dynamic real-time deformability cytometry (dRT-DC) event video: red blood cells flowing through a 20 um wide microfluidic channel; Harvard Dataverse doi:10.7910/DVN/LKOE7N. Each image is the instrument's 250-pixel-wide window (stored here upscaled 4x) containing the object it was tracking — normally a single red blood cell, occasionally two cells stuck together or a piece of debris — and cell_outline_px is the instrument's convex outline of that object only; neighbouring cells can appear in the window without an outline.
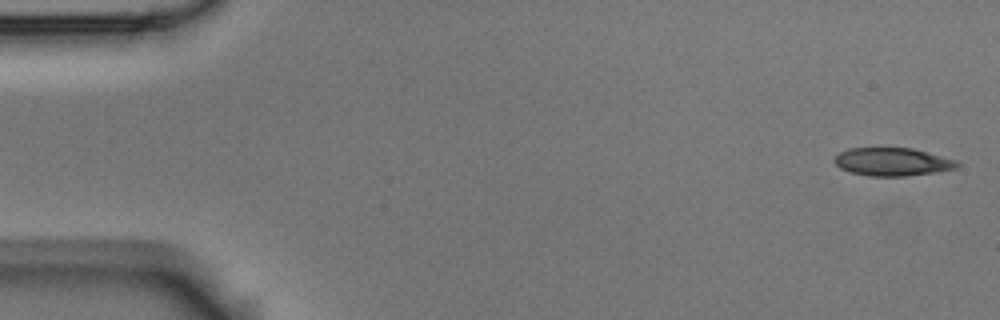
{"species": "Egyptian fruit bat (a non-hibernating species)", "species_latin": "Rousettus aegyptiacus", "temperature_condition": "room temperature", "stored_images_in_passage": 4, "camera_frame_rate_fps": 3000, "um_per_image_px": 0.085, "animal": {"sex": "male"}, "frame": {"image": 1, "passage_image": 1, "time_ms": 0.0, "image_size_px": [1000, 320], "cell_outline_px": [[960, 164], [956, 168], [936, 172], [904, 176], [868, 176], [852, 172], [840, 168], [832, 160], [840, 152], [848, 148], [912, 148], [956, 160]], "centroid_in_image_um": [75.84, 13.75], "position_along_channel_um": 9.2, "area_um2": 19.94}}
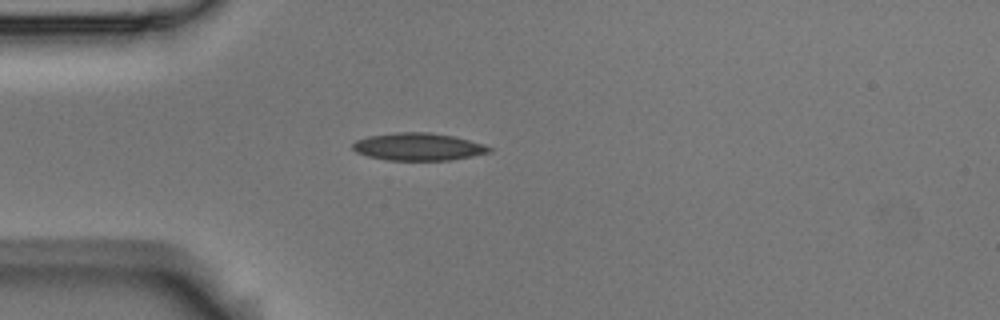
{"frame": {"image": 2, "passage_image": 4, "time_ms": 1.0, "image_size_px": [1000, 320], "cell_outline_px": [[492, 152], [472, 156], [448, 160], [388, 160], [368, 156], [356, 152], [352, 148], [352, 144], [356, 140], [368, 136], [392, 132], [428, 132], [452, 136], [484, 144], [492, 148]], "centroid_in_image_um": [35.53, 12.47], "position_along_channel_um": 49.5, "area_um2": 21.85}}